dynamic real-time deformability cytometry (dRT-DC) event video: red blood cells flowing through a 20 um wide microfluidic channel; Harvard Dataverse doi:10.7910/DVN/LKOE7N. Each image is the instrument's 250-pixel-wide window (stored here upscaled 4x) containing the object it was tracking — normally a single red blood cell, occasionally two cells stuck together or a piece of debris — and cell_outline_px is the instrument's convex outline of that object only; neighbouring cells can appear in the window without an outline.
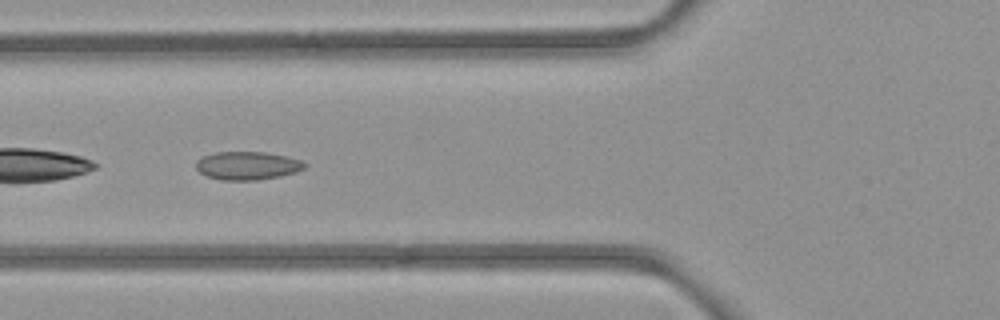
{"species": "common noctule bat (a hibernating species)", "species_latin": "Nyctalus noctula", "temperature_condition": "room temperature", "stored_images_in_passage": 31, "camera_frame_rate_fps": 3000, "um_per_image_px": 0.085, "animal": {"sex": "female", "body_mass_g": 21.9}, "frame": {"image": 1, "passage_image": 5, "time_ms": 1.333, "image_size_px": [1000, 320], "cell_outline_px": [[308, 164], [304, 168], [296, 172], [280, 176], [256, 180], [220, 180], [208, 176], [200, 172], [196, 168], [196, 160], [200, 156], [216, 152], [268, 152], [300, 160]], "centroid_in_image_um": [21.01, 14.07], "position_along_channel_um": 104.8, "area_um2": 17.92}}
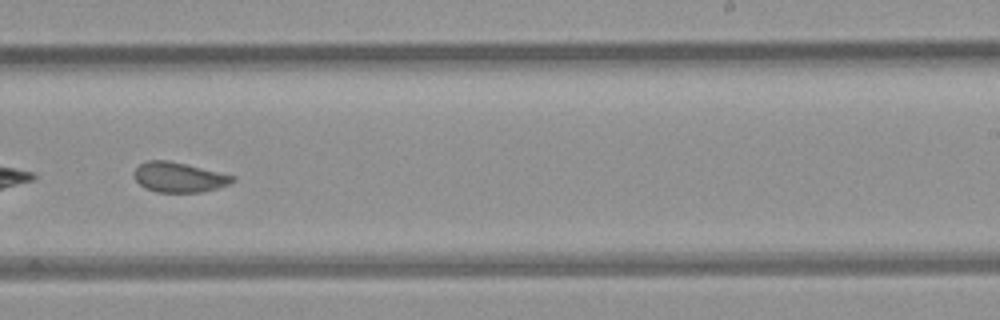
{"frame": {"image": 2, "passage_image": 18, "time_ms": 5.667, "image_size_px": [1000, 320], "cell_outline_px": [[236, 180], [228, 184], [204, 192], [156, 192], [140, 184], [136, 180], [132, 172], [140, 164], [148, 160], [168, 160], [236, 176]], "centroid_in_image_um": [15.21, 15.06], "position_along_channel_um": 273.8, "area_um2": 17.05}, "authors_computed_cell_mechanics": {"area_um2": 17.4556, "velocity_mm_per_s": 3.9001, "shape_relaxation_time_tau1_ms": null, "shape_relaxation_time_tau2_ms": 1.4741, "deformation_change_tau1": null, "deformation_change_tau2": 0.0679}}